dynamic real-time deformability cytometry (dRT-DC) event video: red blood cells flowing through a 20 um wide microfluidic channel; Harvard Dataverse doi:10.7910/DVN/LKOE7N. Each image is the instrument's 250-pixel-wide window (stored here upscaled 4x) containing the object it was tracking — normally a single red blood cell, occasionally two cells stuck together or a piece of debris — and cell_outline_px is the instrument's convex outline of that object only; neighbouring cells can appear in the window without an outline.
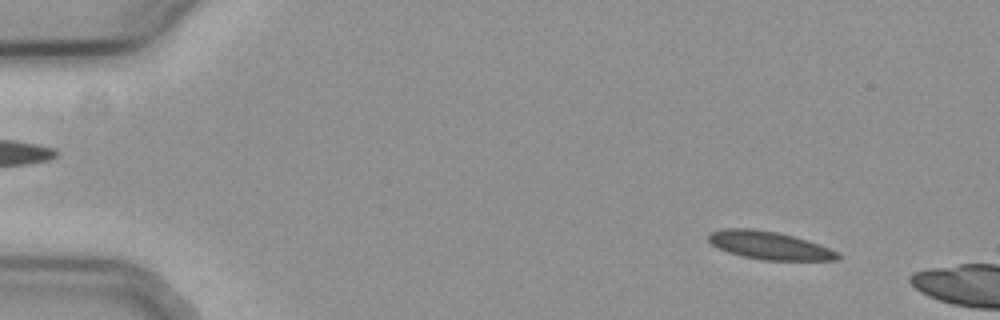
{"species": "common noctule bat (a hibernating species)", "species_latin": "Nyctalus noctula", "temperature_condition": "cold", "stored_images_in_passage": 10, "camera_frame_rate_fps": 3000, "um_per_image_px": 0.085, "animal": {"sex": "female", "body_mass_g": 19.3, "forearm_length_mm": 54.1}, "frame": {"image": 1, "passage_image": 6, "time_ms": 1.667, "image_size_px": [1000, 320], "cell_outline_px": [[840, 260], [764, 260], [744, 256], [728, 252], [712, 244], [708, 240], [708, 236], [712, 232], [724, 228], [752, 228], [776, 232], [808, 240], [820, 244], [840, 252]], "centroid_in_image_um": [65.45, 20.86], "position_along_channel_um": 19.6, "area_um2": 20.98}}